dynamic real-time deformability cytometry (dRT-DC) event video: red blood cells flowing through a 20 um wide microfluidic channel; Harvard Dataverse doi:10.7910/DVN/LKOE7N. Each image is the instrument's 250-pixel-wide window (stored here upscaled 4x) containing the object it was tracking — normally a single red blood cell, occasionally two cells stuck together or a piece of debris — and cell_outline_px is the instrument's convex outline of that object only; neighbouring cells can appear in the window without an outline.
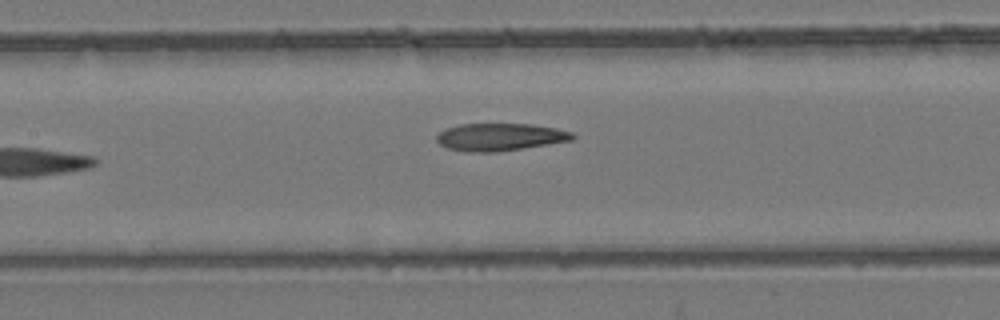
{"species": "common noctule bat (a hibernating species)", "species_latin": "Nyctalus noctula", "temperature_condition": "room temperature", "stored_images_in_passage": 9, "segment_of_instrument_passage": [1, 2], "camera_frame_rate_fps": 3000, "um_per_image_px": 0.085, "animal": {"sex": "female", "body_mass_g": 24.6, "forearm_length_mm": 56.2}, "frame": {"image": 1, "passage_image": 8, "time_ms": 2.333, "image_size_px": [1000, 320], "cell_outline_px": [[576, 136], [572, 140], [520, 148], [492, 152], [476, 152], [448, 148], [440, 144], [436, 140], [436, 136], [440, 132], [448, 128], [460, 124], [532, 124], [556, 128], [572, 132]], "centroid_in_image_um": [42.51, 11.63], "position_along_channel_um": 164.9, "area_um2": 21.33}}